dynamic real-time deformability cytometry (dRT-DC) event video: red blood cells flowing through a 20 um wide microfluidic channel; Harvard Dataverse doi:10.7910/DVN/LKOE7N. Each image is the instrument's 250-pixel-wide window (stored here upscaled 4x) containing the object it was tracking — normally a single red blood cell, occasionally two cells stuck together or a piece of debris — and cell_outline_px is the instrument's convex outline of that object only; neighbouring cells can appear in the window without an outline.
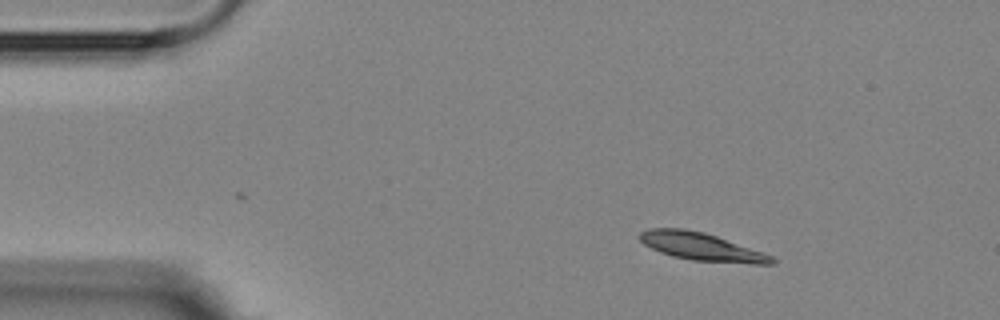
{"species": "Egyptian fruit bat (a non-hibernating species)", "species_latin": "Rousettus aegyptiacus", "temperature_condition": "room temperature", "stored_images_in_passage": 7, "camera_frame_rate_fps": 3000, "um_per_image_px": 0.085, "animal": {"sex": "female"}, "frame": {"image": 1, "passage_image": 2, "time_ms": 1.0, "image_size_px": [1000, 320], "cell_outline_px": [[776, 264], [752, 264], [692, 260], [672, 256], [660, 252], [644, 244], [640, 240], [640, 232], [648, 228], [684, 228], [704, 232], [716, 236], [772, 256], [776, 260]], "centroid_in_image_um": [59.6, 20.97], "position_along_channel_um": 25.4, "area_um2": 21.21}}
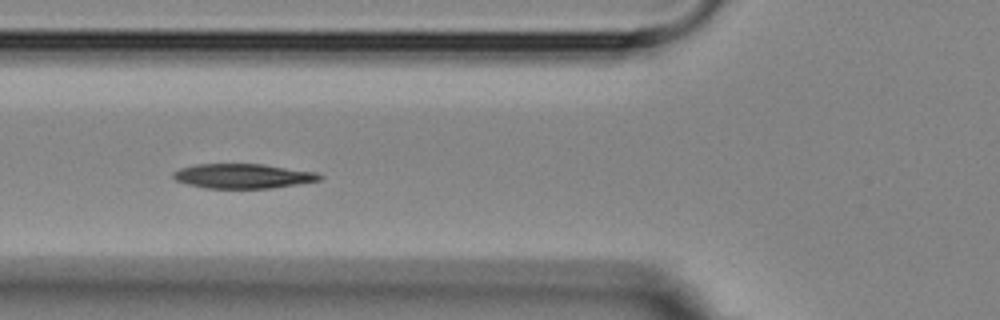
{"frame": {"image": 2, "passage_image": 5, "time_ms": 5.0, "image_size_px": [1000, 320], "cell_outline_px": [[324, 176], [320, 180], [272, 188], [204, 188], [188, 184], [176, 180], [172, 176], [172, 172], [180, 168], [196, 164], [264, 164], [316, 172]], "centroid_in_image_um": [20.64, 14.96], "position_along_channel_um": 105.2, "area_um2": 20.98}}
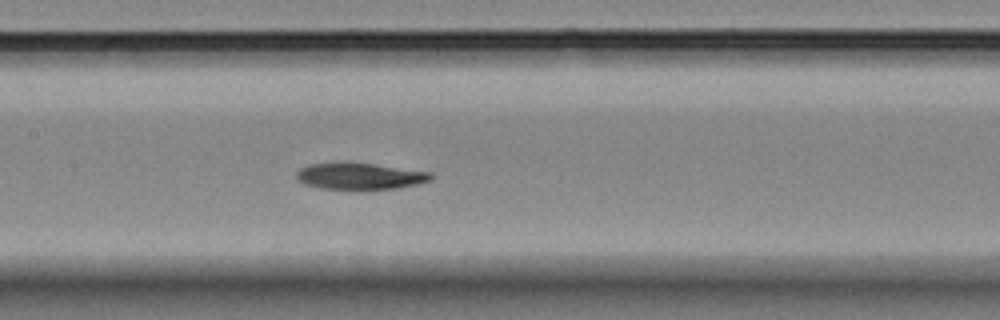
{"frame": {"image": 3, "passage_image": 7, "time_ms": 7.0, "image_size_px": [1000, 320], "cell_outline_px": [[432, 180], [416, 184], [396, 188], [320, 188], [304, 184], [296, 176], [296, 172], [300, 168], [308, 164], [372, 164], [432, 172]], "centroid_in_image_um": [30.61, 14.98], "position_along_channel_um": 176.8, "area_um2": 19.88}}